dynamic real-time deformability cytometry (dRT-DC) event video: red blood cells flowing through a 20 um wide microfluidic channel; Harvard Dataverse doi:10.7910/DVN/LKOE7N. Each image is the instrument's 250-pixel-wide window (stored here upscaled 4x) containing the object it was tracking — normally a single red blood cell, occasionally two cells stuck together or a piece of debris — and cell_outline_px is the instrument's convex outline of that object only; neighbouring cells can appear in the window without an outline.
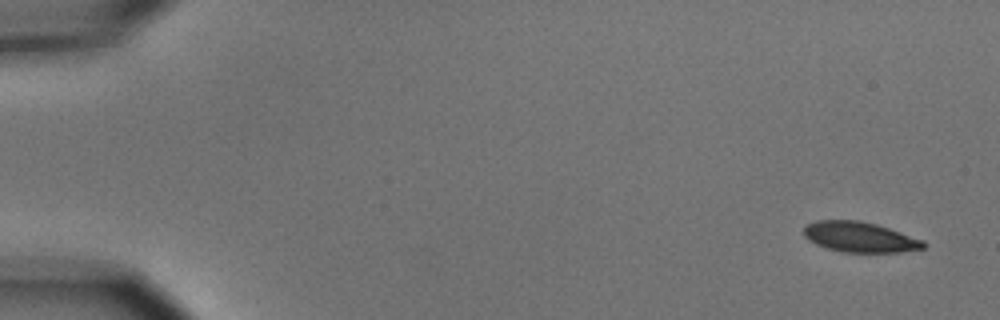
{"species": "common noctule bat (a hibernating species)", "species_latin": "Nyctalus noctula", "temperature_condition": "cold", "stored_images_in_passage": 5, "camera_frame_rate_fps": 3000, "um_per_image_px": 0.085, "animal": {"sex": "male", "body_mass_g": 15.6}, "frame": {"image": 1, "passage_image": 1, "time_ms": 0.0, "image_size_px": [1000, 320], "cell_outline_px": [[924, 248], [900, 252], [840, 252], [816, 244], [808, 240], [804, 236], [804, 228], [808, 224], [816, 220], [860, 220], [876, 224], [924, 240]], "centroid_in_image_um": [73.06, 20.14], "position_along_channel_um": 11.9, "area_um2": 21.04}}
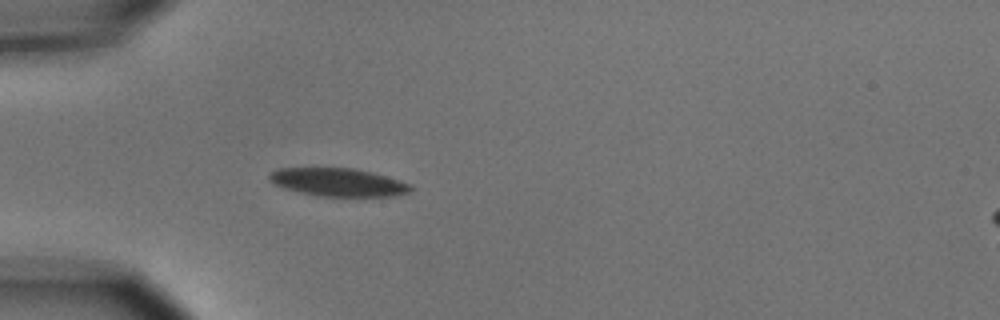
{"frame": {"image": 2, "passage_image": 5, "time_ms": 4.667, "image_size_px": [1000, 320], "cell_outline_px": [[412, 188], [408, 192], [392, 196], [316, 196], [284, 188], [272, 184], [268, 180], [268, 172], [276, 168], [356, 168], [372, 172], [408, 184]], "centroid_in_image_um": [28.62, 15.48], "position_along_channel_um": 56.4, "area_um2": 23.06}}